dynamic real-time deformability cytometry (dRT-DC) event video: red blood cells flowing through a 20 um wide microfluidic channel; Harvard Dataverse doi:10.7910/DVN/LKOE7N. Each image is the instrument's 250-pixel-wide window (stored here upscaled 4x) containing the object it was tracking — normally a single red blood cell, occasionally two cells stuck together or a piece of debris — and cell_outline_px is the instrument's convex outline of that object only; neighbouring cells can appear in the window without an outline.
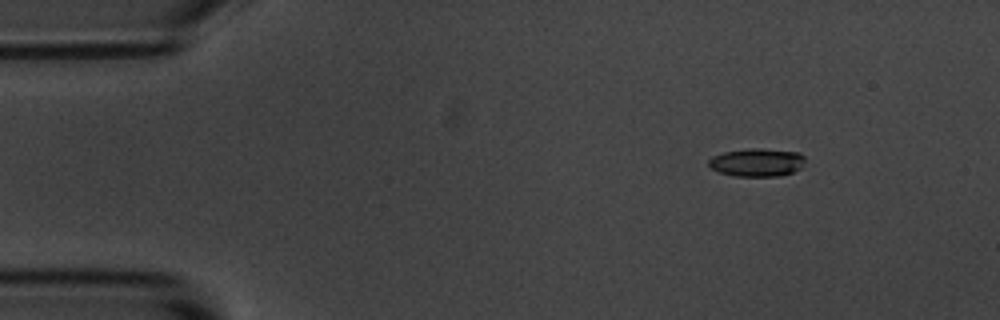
{"species": "common noctule bat (a hibernating species)", "species_latin": "Nyctalus noctula", "temperature_condition": "room temperature", "stored_images_in_passage": 6, "camera_frame_rate_fps": 3000, "um_per_image_px": 0.085, "animal": {"sex": "male", "body_mass_g": 20.1, "forearm_length_mm": 53.5}, "frame": {"image": 1, "passage_image": 2, "time_ms": 1.0, "image_size_px": [1000, 320], "cell_outline_px": [[804, 160], [800, 168], [792, 172], [780, 176], [732, 176], [720, 172], [712, 168], [708, 164], [708, 160], [712, 156], [724, 152], [748, 148], [760, 148], [800, 152], [804, 156]], "centroid_in_image_um": [64.33, 13.79], "position_along_channel_um": 20.7, "area_um2": 15.84}}
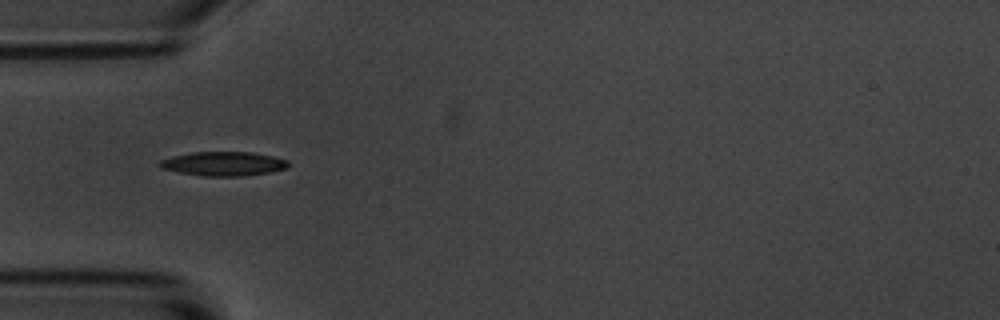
{"frame": {"image": 2, "passage_image": 5, "time_ms": 4.333, "image_size_px": [1000, 320], "cell_outline_px": [[288, 164], [284, 168], [272, 172], [244, 176], [204, 176], [180, 172], [160, 168], [156, 164], [160, 160], [172, 156], [192, 152], [252, 152], [272, 156], [288, 160]], "centroid_in_image_um": [18.96, 13.91], "position_along_channel_um": 66.0, "area_um2": 18.09}}